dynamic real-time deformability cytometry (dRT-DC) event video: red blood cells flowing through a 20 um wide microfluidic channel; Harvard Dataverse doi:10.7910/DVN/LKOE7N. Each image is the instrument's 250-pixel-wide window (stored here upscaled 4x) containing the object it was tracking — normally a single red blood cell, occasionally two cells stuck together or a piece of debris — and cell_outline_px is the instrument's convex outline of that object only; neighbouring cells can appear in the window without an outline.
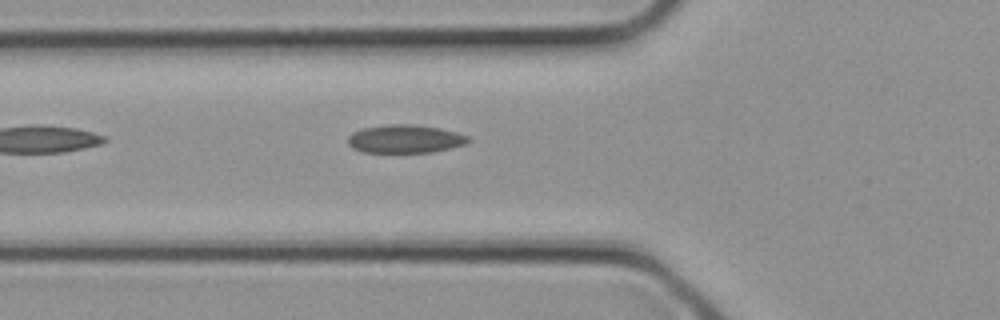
{"species": "common noctule bat (a hibernating species)", "species_latin": "Nyctalus noctula", "temperature_condition": "cold", "stored_images_in_passage": 2, "camera_frame_rate_fps": 3000, "um_per_image_px": 0.085, "animal": {"sex": "female", "body_mass_g": 21.9}, "frame": {"image": 1, "passage_image": 2, "time_ms": 0.333, "image_size_px": [1000, 320], "cell_outline_px": [[472, 140], [464, 144], [452, 148], [432, 152], [360, 152], [352, 148], [348, 144], [348, 136], [352, 132], [364, 128], [388, 124], [412, 124], [440, 128], [456, 132], [468, 136]], "centroid_in_image_um": [34.42, 11.81], "position_along_channel_um": 91.4, "area_um2": 19.88}}